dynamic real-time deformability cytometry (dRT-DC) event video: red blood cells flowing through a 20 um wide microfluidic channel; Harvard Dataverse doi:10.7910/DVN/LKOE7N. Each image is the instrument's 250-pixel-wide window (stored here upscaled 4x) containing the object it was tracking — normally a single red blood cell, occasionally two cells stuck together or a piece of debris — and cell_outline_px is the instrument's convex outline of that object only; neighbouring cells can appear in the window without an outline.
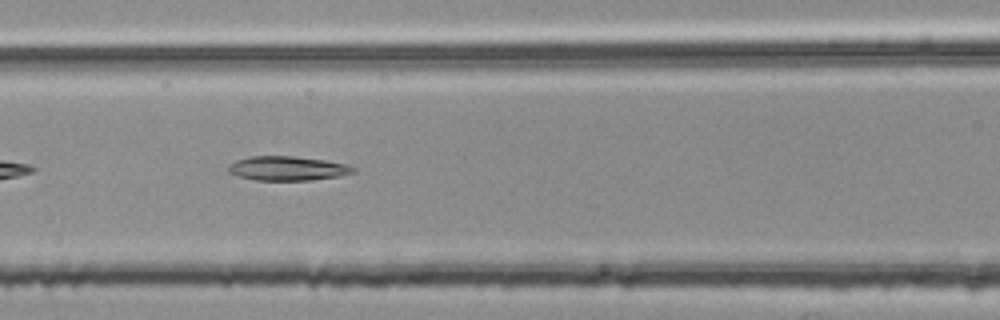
{"species": "common noctule bat (a hibernating species)", "species_latin": "Nyctalus noctula", "temperature_condition": "room temperature", "stored_images_in_passage": 18, "camera_frame_rate_fps": 3000, "um_per_image_px": 0.085, "animal": {"sex": "female", "body_mass_g": 25.1}, "frame": {"image": 1, "passage_image": 8, "time_ms": 2.333, "image_size_px": [1000, 320], "cell_outline_px": [[356, 172], [340, 176], [312, 180], [256, 180], [236, 176], [228, 172], [228, 168], [236, 160], [252, 156], [292, 156], [324, 160], [348, 164], [356, 168]], "centroid_in_image_um": [24.47, 14.32], "position_along_channel_um": 142.1, "area_um2": 17.69}}
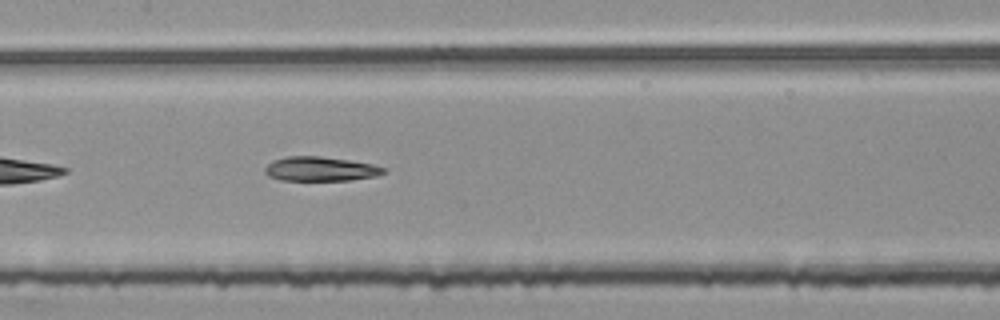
{"frame": {"image": 2, "passage_image": 11, "time_ms": 3.333, "image_size_px": [1000, 320], "cell_outline_px": [[388, 172], [376, 176], [348, 180], [280, 180], [268, 176], [264, 172], [264, 168], [272, 160], [284, 156], [320, 156], [348, 160], [372, 164], [388, 168]], "centroid_in_image_um": [27.23, 14.35], "position_along_channel_um": 180.2, "area_um2": 16.99}}